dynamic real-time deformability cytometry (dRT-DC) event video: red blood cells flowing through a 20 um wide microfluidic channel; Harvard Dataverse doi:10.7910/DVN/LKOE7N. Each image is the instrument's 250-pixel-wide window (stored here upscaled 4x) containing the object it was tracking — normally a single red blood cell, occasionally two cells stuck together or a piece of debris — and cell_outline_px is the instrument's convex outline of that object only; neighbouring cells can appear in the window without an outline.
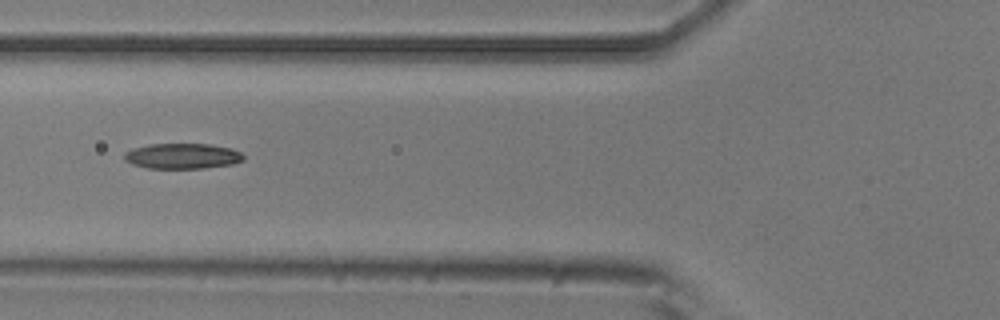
{"species": "common noctule bat (a hibernating species)", "species_latin": "Nyctalus noctula", "temperature_condition": "room temperature", "stored_images_in_passage": 10, "camera_frame_rate_fps": 3000, "um_per_image_px": 0.085, "animal": {"sex": "male", "body_mass_g": 20.5, "forearm_length_mm": 52.5}, "frame": {"image": 1, "passage_image": 7, "time_ms": 6.667, "image_size_px": [1000, 320], "cell_outline_px": [[244, 160], [232, 164], [204, 168], [148, 168], [132, 164], [124, 160], [124, 152], [132, 148], [148, 144], [208, 144], [232, 148], [240, 152], [244, 156]], "centroid_in_image_um": [15.49, 13.26], "position_along_channel_um": 110.3, "area_um2": 17.74}}
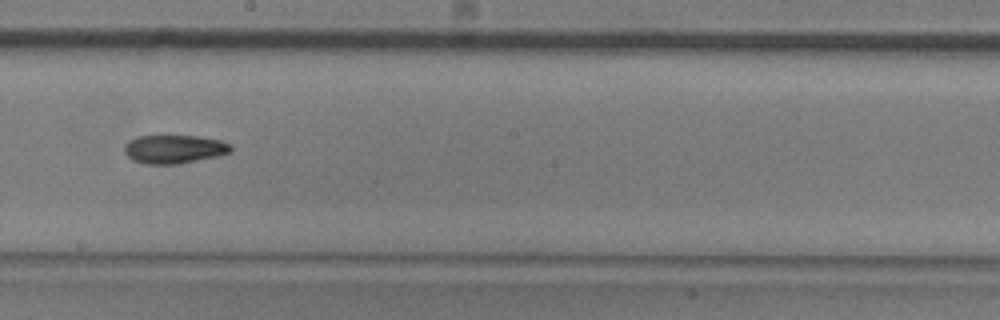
{"frame": {"image": 2, "passage_image": 10, "time_ms": 10.0, "image_size_px": [1000, 320], "cell_outline_px": [[232, 152], [216, 156], [180, 164], [144, 164], [132, 160], [124, 152], [124, 144], [128, 140], [136, 136], [196, 136], [220, 140], [232, 144]], "centroid_in_image_um": [14.78, 12.68], "position_along_channel_um": 233.4, "area_um2": 17.86}}